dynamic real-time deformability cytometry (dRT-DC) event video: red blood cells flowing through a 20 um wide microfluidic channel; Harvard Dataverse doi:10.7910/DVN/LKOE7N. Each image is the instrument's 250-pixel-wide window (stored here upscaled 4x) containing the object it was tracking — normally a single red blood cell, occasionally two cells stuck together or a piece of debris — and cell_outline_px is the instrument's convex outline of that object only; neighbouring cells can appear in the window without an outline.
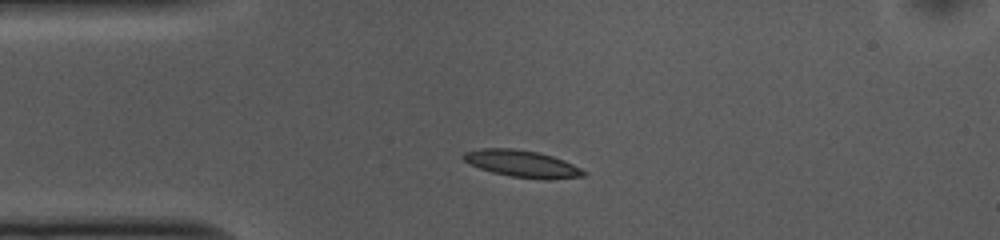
{"species": "common noctule bat (a hibernating species)", "species_latin": "Nyctalus noctula", "temperature_condition": "cold", "stored_images_in_passage": 42, "camera_frame_rate_fps": 3000, "um_per_image_px": 0.085, "animal": {"sex": "female", "body_mass_g": 10.0, "forearm_length_mm": 53.1}, "frame": {"image": 1, "passage_image": 1, "time_ms": 0.0, "image_size_px": [1000, 240], "cell_outline_px": [[588, 172], [584, 176], [552, 180], [544, 180], [508, 176], [492, 172], [468, 164], [460, 156], [464, 152], [480, 148], [512, 148], [540, 152], [564, 160]], "centroid_in_image_um": [44.37, 13.92], "position_along_channel_um": 40.6, "area_um2": 19.19}}
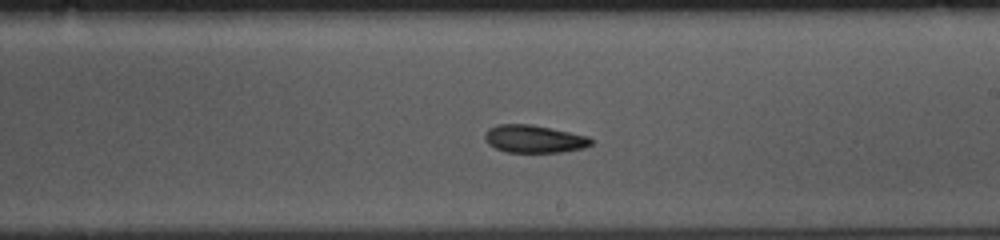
{"frame": {"image": 2, "passage_image": 19, "time_ms": 6.0, "image_size_px": [1000, 240], "cell_outline_px": [[592, 144], [584, 148], [560, 152], [508, 152], [496, 148], [488, 144], [484, 136], [484, 132], [488, 128], [496, 124], [532, 124], [588, 136], [592, 140]], "centroid_in_image_um": [45.37, 11.8], "position_along_channel_um": 243.6, "area_um2": 17.17}}
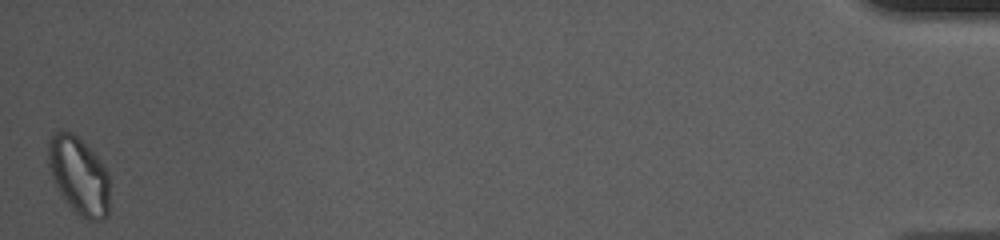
{"frame": {"image": 3, "passage_image": 42, "time_ms": 13.667, "image_size_px": [1000, 240], "cell_outline_px": [[108, 216], [100, 220], [88, 220], [80, 216], [68, 204], [60, 192], [52, 176], [48, 164], [48, 140], [52, 132], [72, 132], [100, 160], [108, 172]], "centroid_in_image_um": [6.7, 14.93], "position_along_channel_um": 428.5, "area_um2": 27.34}}